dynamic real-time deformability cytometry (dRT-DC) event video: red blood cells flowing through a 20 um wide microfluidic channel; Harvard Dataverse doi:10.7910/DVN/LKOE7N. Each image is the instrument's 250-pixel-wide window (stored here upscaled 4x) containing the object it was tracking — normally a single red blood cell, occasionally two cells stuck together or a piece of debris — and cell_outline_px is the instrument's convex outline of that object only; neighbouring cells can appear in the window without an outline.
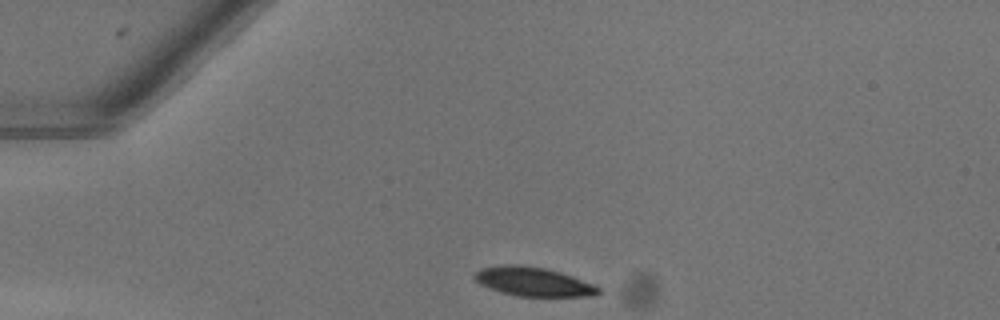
{"species": "common noctule bat (a hibernating species)", "species_latin": "Nyctalus noctula", "temperature_condition": "warm", "stored_images_in_passage": 23, "camera_frame_rate_fps": 3000, "um_per_image_px": 0.085, "animal": {"sex": "female"}, "frame": {"image": 1, "passage_image": 1, "time_ms": 0.0, "image_size_px": [1000, 320], "cell_outline_px": [[600, 292], [596, 296], [516, 296], [500, 292], [488, 288], [480, 284], [472, 276], [480, 268], [504, 264], [520, 264], [548, 268], [572, 276], [592, 284], [600, 288]], "centroid_in_image_um": [45.3, 23.93], "position_along_channel_um": 39.7, "area_um2": 21.1}}
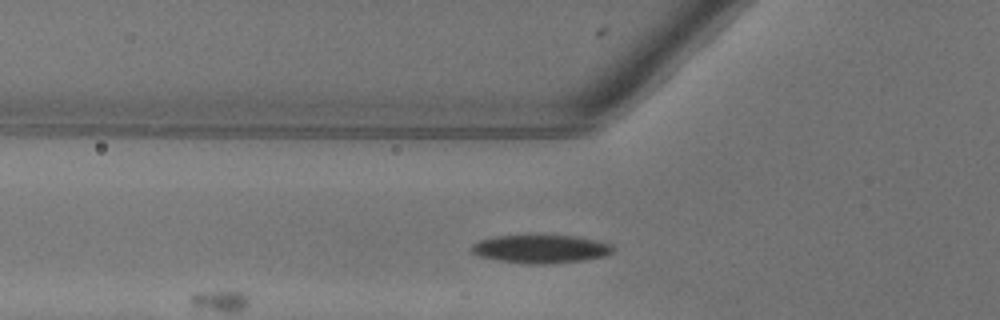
{"frame": {"image": 2, "passage_image": 7, "time_ms": 2.0, "image_size_px": [1000, 320], "cell_outline_px": [[616, 248], [612, 252], [604, 256], [580, 260], [548, 264], [528, 264], [496, 260], [480, 256], [472, 252], [472, 244], [480, 240], [496, 236], [572, 236], [612, 244]], "centroid_in_image_um": [45.95, 21.17], "position_along_channel_um": 79.9, "area_um2": 22.89}}
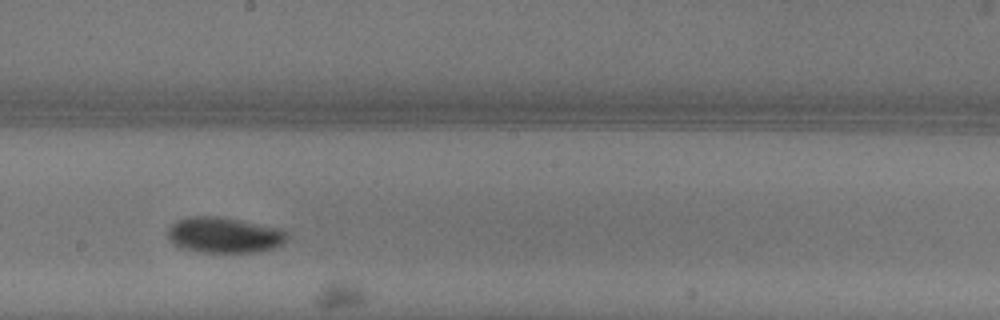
{"frame": {"image": 3, "passage_image": 18, "time_ms": 5.667, "image_size_px": [1000, 320], "cell_outline_px": [[288, 236], [280, 244], [272, 248], [256, 252], [200, 252], [180, 248], [172, 244], [168, 240], [168, 228], [176, 220], [188, 216], [224, 216], [284, 228], [288, 232]], "centroid_in_image_um": [19.04, 19.95], "position_along_channel_um": 229.2, "area_um2": 25.37}}